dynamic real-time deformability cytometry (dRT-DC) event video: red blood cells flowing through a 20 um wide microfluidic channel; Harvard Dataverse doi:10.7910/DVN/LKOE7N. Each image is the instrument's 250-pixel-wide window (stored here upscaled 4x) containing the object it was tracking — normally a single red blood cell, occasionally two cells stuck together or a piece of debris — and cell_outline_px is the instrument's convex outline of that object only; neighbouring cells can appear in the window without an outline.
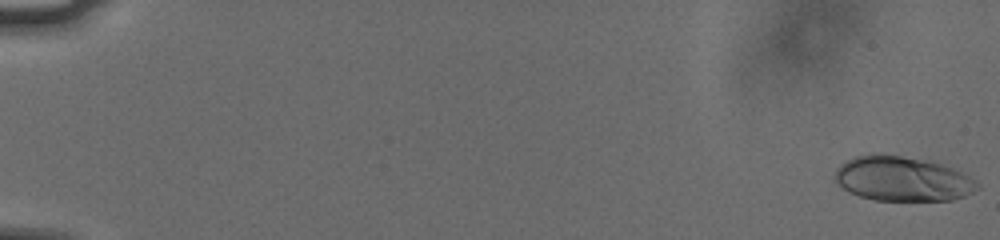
{"species": "human", "species_latin": "Homo sapiens", "temperature_condition": "cold", "stored_images_in_passage": 57, "camera_frame_rate_fps": 3000, "um_per_image_px": 0.085, "donor": {"sex": "male"}, "frame": {"image": 1, "passage_image": 1, "time_ms": 0.0, "image_size_px": [1000, 240], "cell_outline_px": [[980, 188], [964, 196], [952, 200], [876, 200], [860, 196], [836, 184], [836, 168], [844, 160], [852, 156], [880, 152], [924, 160], [940, 164], [952, 168], [968, 176], [980, 184]], "centroid_in_image_um": [76.67, 15.18], "position_along_channel_um": 8.3, "area_um2": 37.05}}
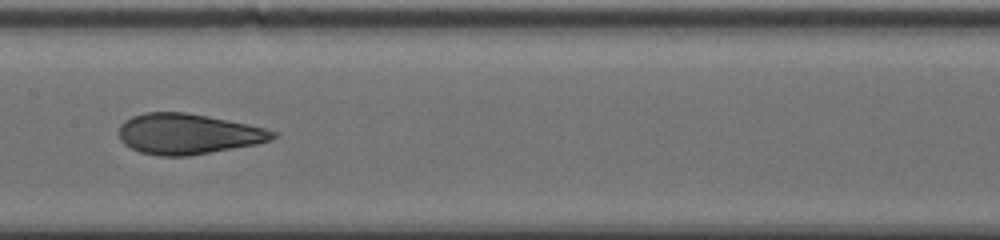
{"frame": {"image": 2, "passage_image": 31, "time_ms": 10.0, "image_size_px": [1000, 240], "cell_outline_px": [[280, 136], [272, 140], [256, 144], [188, 156], [160, 156], [140, 152], [124, 144], [120, 140], [120, 124], [124, 120], [132, 116], [144, 112], [184, 112], [208, 116], [248, 124], [280, 132]], "centroid_in_image_um": [16.01, 11.38], "position_along_channel_um": 191.4, "area_um2": 36.47}}
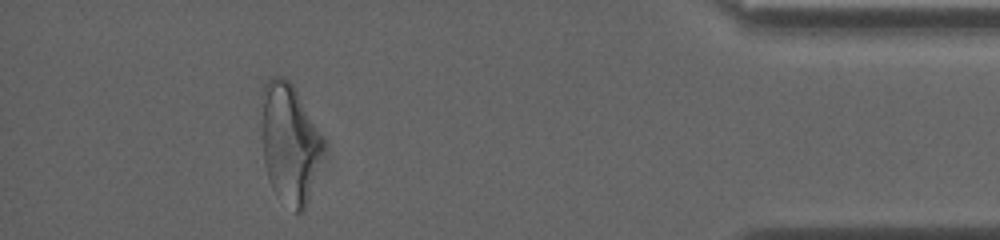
{"frame": {"image": 3, "passage_image": 52, "time_ms": 17.0, "image_size_px": [1000, 240], "cell_outline_px": [[324, 148], [308, 200], [304, 212], [296, 212], [276, 196], [268, 180], [264, 164], [260, 96], [264, 84], [272, 76], [284, 76], [292, 84], [324, 140]], "centroid_in_image_um": [24.58, 12.17], "position_along_channel_um": 410.6, "area_um2": 43.06}}